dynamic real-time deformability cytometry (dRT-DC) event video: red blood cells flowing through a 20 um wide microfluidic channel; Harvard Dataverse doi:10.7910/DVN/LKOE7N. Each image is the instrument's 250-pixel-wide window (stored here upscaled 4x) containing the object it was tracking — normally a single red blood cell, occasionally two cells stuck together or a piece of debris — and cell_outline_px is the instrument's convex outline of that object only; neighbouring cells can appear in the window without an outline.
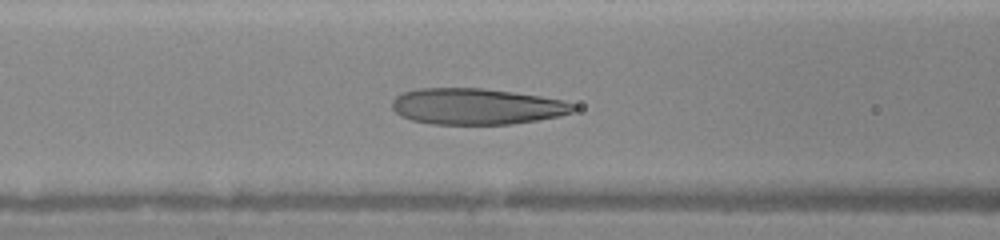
{"species": "human", "species_latin": "Homo sapiens", "temperature_condition": "warm", "stored_images_in_passage": 40, "camera_frame_rate_fps": 3000, "um_per_image_px": 0.085, "donor": {"sex": "female"}, "frame": {"image": 1, "passage_image": 18, "time_ms": 5.667, "image_size_px": [1000, 240], "cell_outline_px": [[576, 108], [572, 112], [560, 116], [512, 124], [432, 124], [412, 120], [400, 116], [392, 108], [392, 100], [400, 92], [416, 88], [484, 88], [540, 96], [564, 100], [576, 104]], "centroid_in_image_um": [40.49, 9.04], "position_along_channel_um": 126.1, "area_um2": 38.44}}
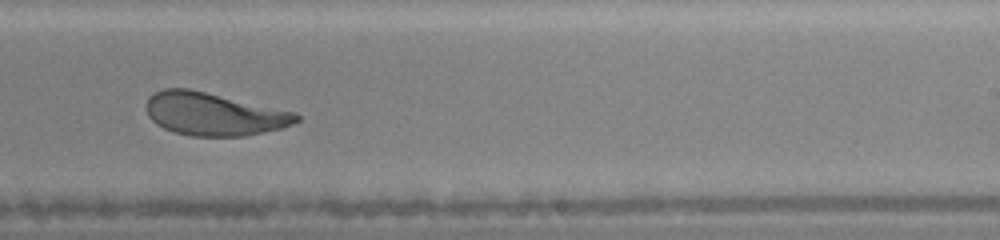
{"frame": {"image": 2, "passage_image": 28, "time_ms": 9.0, "image_size_px": [1000, 240], "cell_outline_px": [[300, 120], [284, 128], [244, 136], [192, 136], [172, 132], [156, 124], [148, 116], [148, 96], [164, 88], [188, 88], [296, 112], [300, 116]], "centroid_in_image_um": [18.19, 9.7], "position_along_channel_um": 270.8, "area_um2": 37.45}}
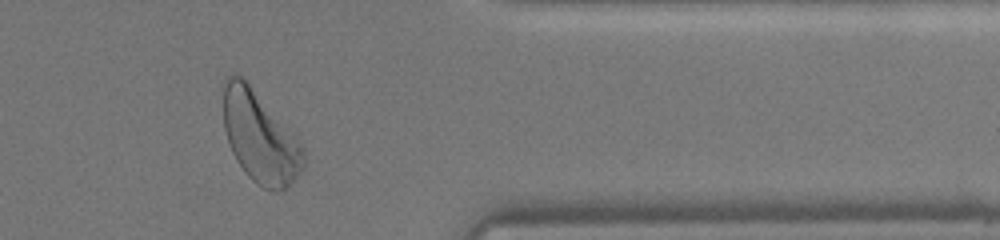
{"frame": {"image": 3, "passage_image": 37, "time_ms": 12.0, "image_size_px": [1000, 240], "cell_outline_px": [[304, 164], [300, 172], [280, 192], [264, 188], [256, 184], [248, 176], [236, 160], [228, 144], [224, 128], [224, 80], [232, 72], [236, 72], [248, 84], [304, 148]], "centroid_in_image_um": [22.05, 11.69], "position_along_channel_um": 389.4, "area_um2": 41.38}}